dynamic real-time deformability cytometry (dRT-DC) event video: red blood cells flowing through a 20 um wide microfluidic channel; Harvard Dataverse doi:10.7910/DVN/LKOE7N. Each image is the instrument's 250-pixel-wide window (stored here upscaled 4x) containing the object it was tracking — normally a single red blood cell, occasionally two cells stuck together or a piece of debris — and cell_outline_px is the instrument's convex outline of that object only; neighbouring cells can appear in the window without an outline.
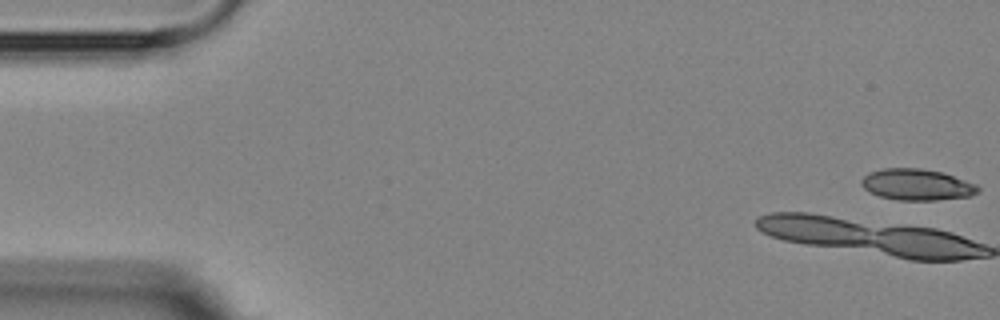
{"species": "Egyptian fruit bat (a non-hibernating species)", "species_latin": "Rousettus aegyptiacus", "temperature_condition": "room temperature", "stored_images_in_passage": 7, "camera_frame_rate_fps": 3000, "um_per_image_px": 0.085, "animal": {"sex": "female"}, "frame": {"image": 1, "passage_image": 1, "time_ms": 0.0, "image_size_px": [1000, 320], "cell_outline_px": [[980, 188], [976, 192], [968, 196], [936, 200], [900, 200], [880, 196], [864, 188], [860, 184], [860, 180], [864, 176], [872, 172], [884, 168], [920, 168], [944, 172], [976, 184]], "centroid_in_image_um": [77.93, 15.68], "position_along_channel_um": 7.1, "area_um2": 21.04}}